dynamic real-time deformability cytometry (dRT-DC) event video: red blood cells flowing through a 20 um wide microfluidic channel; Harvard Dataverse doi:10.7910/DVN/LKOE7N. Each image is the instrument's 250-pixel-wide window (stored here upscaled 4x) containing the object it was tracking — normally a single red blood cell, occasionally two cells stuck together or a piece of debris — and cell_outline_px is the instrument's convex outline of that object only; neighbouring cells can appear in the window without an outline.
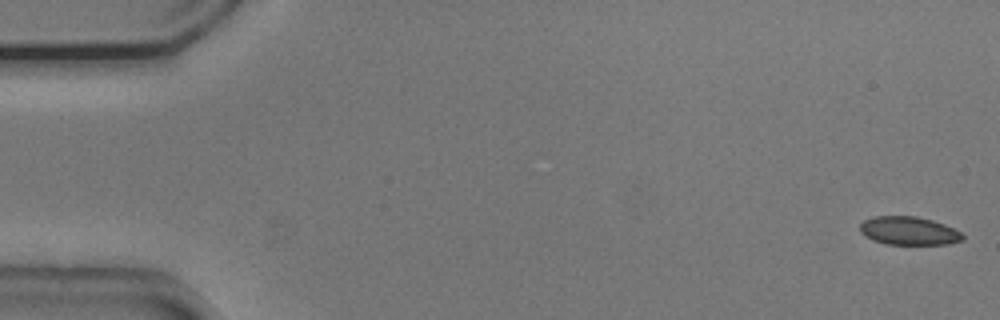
{"species": "common noctule bat (a hibernating species)", "species_latin": "Nyctalus noctula", "temperature_condition": "cold", "stored_images_in_passage": 16, "camera_frame_rate_fps": 3000, "um_per_image_px": 0.085, "animal": {"sex": "male", "body_mass_g": 20.5, "forearm_length_mm": 52.5}, "frame": {"image": 1, "passage_image": 1, "time_ms": 0.0, "image_size_px": [1000, 320], "cell_outline_px": [[964, 240], [948, 244], [884, 244], [872, 240], [864, 236], [860, 232], [860, 224], [864, 220], [872, 216], [916, 216], [932, 220], [944, 224], [960, 232], [964, 236]], "centroid_in_image_um": [77.22, 19.62], "position_along_channel_um": 7.8, "area_um2": 17.05}}
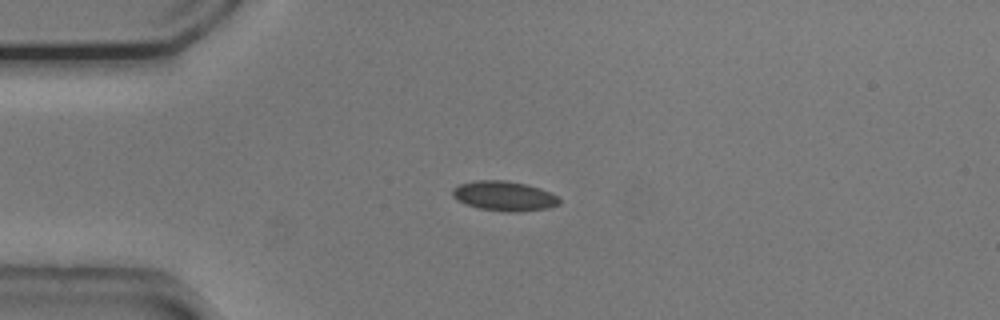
{"frame": {"image": 2, "passage_image": 13, "time_ms": 4.0, "image_size_px": [1000, 320], "cell_outline_px": [[560, 204], [548, 208], [520, 212], [508, 212], [480, 208], [464, 204], [456, 200], [452, 196], [452, 188], [460, 184], [476, 180], [508, 180], [540, 188], [556, 196], [560, 200]], "centroid_in_image_um": [42.82, 16.66], "position_along_channel_um": 42.2, "area_um2": 18.55}}